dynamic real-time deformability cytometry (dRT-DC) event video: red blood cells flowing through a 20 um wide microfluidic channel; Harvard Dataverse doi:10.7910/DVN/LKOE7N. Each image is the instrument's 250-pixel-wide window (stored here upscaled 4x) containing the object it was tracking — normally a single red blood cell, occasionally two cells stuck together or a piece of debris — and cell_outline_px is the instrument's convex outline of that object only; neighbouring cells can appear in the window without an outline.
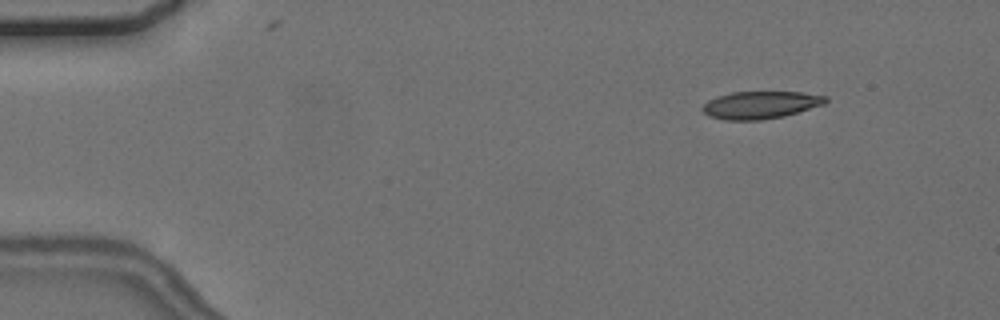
{"species": "common noctule bat (a hibernating species)", "species_latin": "Nyctalus noctula", "temperature_condition": "cold", "stored_images_in_passage": 5, "camera_frame_rate_fps": 3000, "um_per_image_px": 0.085, "animal": {"sex": "female", "body_mass_g": 24.6, "forearm_length_mm": 56.2}, "frame": {"image": 1, "passage_image": 2, "time_ms": 1.333, "image_size_px": [1000, 320], "cell_outline_px": [[828, 100], [824, 104], [784, 116], [760, 120], [724, 120], [708, 116], [700, 108], [708, 100], [716, 96], [732, 92], [800, 92], [828, 96]], "centroid_in_image_um": [64.61, 8.92], "position_along_channel_um": 20.4, "area_um2": 19.77}}
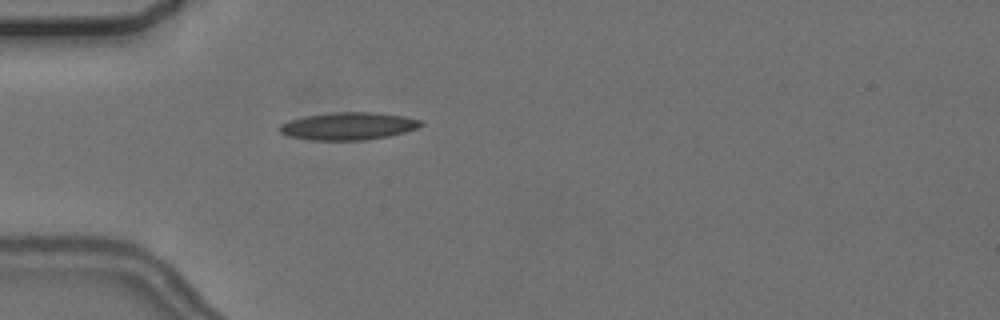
{"frame": {"image": 2, "passage_image": 4, "time_ms": 4.667, "image_size_px": [1000, 320], "cell_outline_px": [[424, 124], [416, 128], [404, 132], [388, 136], [364, 140], [312, 140], [288, 136], [280, 132], [276, 128], [280, 124], [304, 116], [332, 112], [372, 112], [404, 116], [420, 120]], "centroid_in_image_um": [29.57, 10.71], "position_along_channel_um": 55.4, "area_um2": 22.6}}